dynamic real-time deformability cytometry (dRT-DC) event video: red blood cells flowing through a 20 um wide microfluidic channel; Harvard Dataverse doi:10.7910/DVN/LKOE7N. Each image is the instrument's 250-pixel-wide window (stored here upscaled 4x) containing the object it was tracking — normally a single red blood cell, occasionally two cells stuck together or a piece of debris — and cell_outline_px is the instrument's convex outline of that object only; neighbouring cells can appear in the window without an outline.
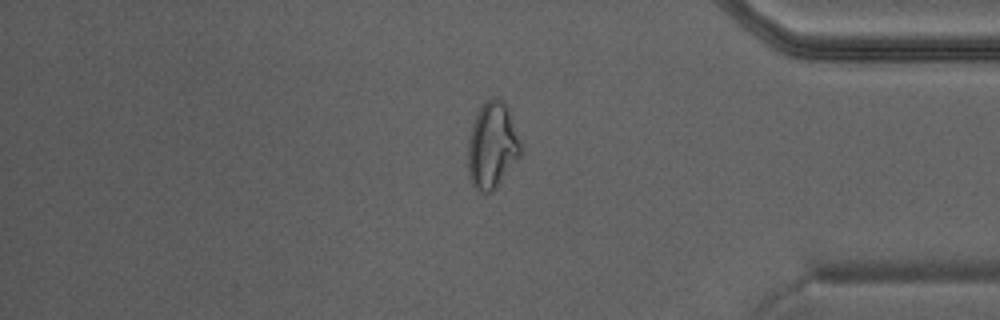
{"species": "Egyptian fruit bat (a non-hibernating species)", "species_latin": "Rousettus aegyptiacus", "temperature_condition": "warm", "stored_images_in_passage": 40, "camera_frame_rate_fps": 3000, "um_per_image_px": 0.085, "animal": {"sex": "male"}, "frame": {"image": 1, "passage_image": 34, "time_ms": 11.0, "image_size_px": [1000, 320], "cell_outline_px": [[524, 152], [496, 188], [492, 192], [480, 192], [472, 184], [468, 172], [468, 140], [472, 124], [484, 100], [492, 96], [496, 96], [504, 100], [508, 108], [524, 148]], "centroid_in_image_um": [41.87, 12.34], "position_along_channel_um": 393.3, "area_um2": 27.11}}